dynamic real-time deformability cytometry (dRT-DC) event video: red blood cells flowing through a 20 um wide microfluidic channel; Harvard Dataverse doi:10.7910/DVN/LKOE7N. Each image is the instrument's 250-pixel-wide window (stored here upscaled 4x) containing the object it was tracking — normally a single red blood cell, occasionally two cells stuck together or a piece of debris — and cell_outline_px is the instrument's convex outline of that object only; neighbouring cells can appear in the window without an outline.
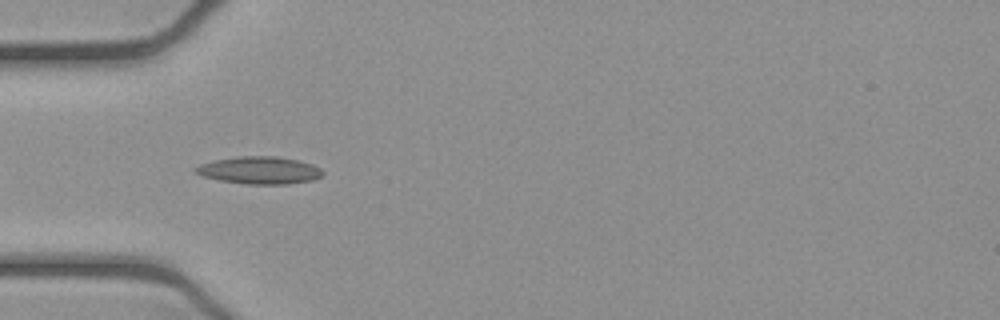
{"species": "common noctule bat (a hibernating species)", "species_latin": "Nyctalus noctula", "temperature_condition": "cold", "stored_images_in_passage": 9, "camera_frame_rate_fps": 3000, "um_per_image_px": 0.085, "animal": {"sex": "female", "body_mass_g": 21.9}, "frame": {"image": 1, "passage_image": 3, "time_ms": 0.667, "image_size_px": [1000, 320], "cell_outline_px": [[324, 172], [320, 176], [312, 180], [288, 184], [248, 184], [220, 180], [200, 176], [192, 168], [200, 164], [216, 160], [236, 156], [276, 156], [296, 160], [312, 164], [320, 168]], "centroid_in_image_um": [22.03, 14.47], "position_along_channel_um": 63.0, "area_um2": 20.23}}